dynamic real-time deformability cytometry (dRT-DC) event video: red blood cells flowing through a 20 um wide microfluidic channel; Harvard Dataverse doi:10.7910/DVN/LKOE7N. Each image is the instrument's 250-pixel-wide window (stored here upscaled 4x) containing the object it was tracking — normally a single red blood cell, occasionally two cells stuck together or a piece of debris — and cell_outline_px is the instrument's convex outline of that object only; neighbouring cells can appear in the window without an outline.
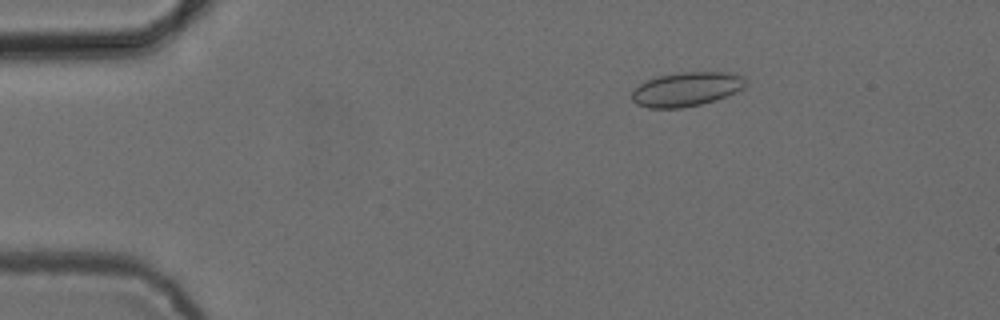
{"species": "common noctule bat (a hibernating species)", "species_latin": "Nyctalus noctula", "temperature_condition": "cold", "stored_images_in_passage": 45, "camera_frame_rate_fps": 3000, "um_per_image_px": 0.085, "animal": {"sex": "female", "body_mass_g": 24.6, "forearm_length_mm": 56.2}, "frame": {"image": 1, "passage_image": 1, "time_ms": 0.0, "image_size_px": [1000, 320], "cell_outline_px": [[748, 84], [744, 88], [716, 100], [700, 104], [680, 108], [648, 108], [636, 104], [632, 100], [632, 92], [640, 84], [648, 80], [660, 76], [680, 72], [732, 72], [744, 76]], "centroid_in_image_um": [58.39, 7.58], "position_along_channel_um": 26.6, "area_um2": 22.66}}
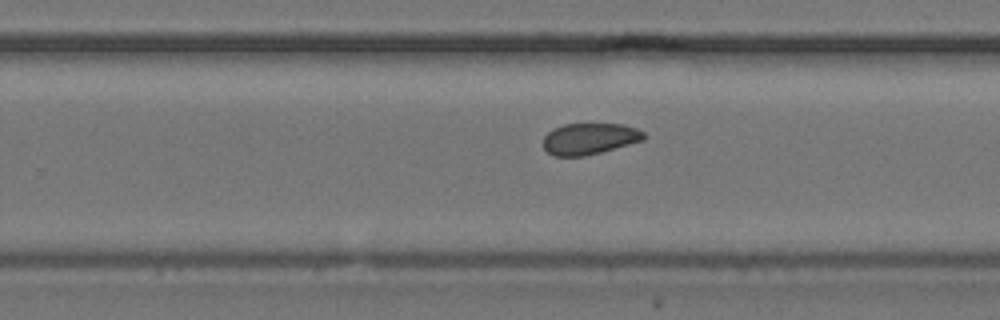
{"frame": {"image": 2, "passage_image": 26, "time_ms": 8.333, "image_size_px": [1000, 320], "cell_outline_px": [[648, 136], [644, 140], [600, 152], [584, 156], [552, 156], [544, 148], [544, 136], [552, 128], [564, 124], [624, 124], [636, 128], [644, 132]], "centroid_in_image_um": [50.12, 11.78], "position_along_channel_um": 279.7, "area_um2": 18.44}}
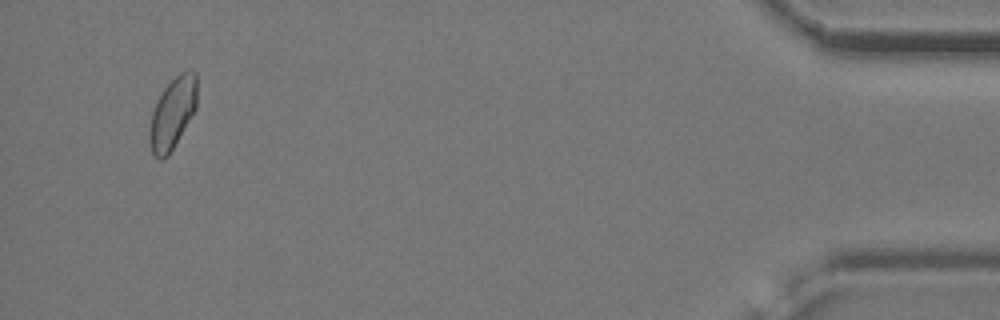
{"frame": {"image": 3, "passage_image": 43, "time_ms": 14.0, "image_size_px": [1000, 320], "cell_outline_px": [[196, 108], [168, 156], [160, 160], [152, 152], [148, 140], [148, 132], [152, 112], [164, 88], [180, 72], [196, 72]], "centroid_in_image_um": [14.64, 9.66], "position_along_channel_um": 420.6, "area_um2": 19.31}, "authors_computed_cell_mechanics": {"area_um2": 19.4786, "velocity_mm_per_s": 3.854, "shape_relaxation_time_tau1_ms": 6.5881, "shape_relaxation_time_tau2_ms": 1.9816, "deformation_change_tau1": 0.0257, "deformation_change_tau2": 0.0511}}